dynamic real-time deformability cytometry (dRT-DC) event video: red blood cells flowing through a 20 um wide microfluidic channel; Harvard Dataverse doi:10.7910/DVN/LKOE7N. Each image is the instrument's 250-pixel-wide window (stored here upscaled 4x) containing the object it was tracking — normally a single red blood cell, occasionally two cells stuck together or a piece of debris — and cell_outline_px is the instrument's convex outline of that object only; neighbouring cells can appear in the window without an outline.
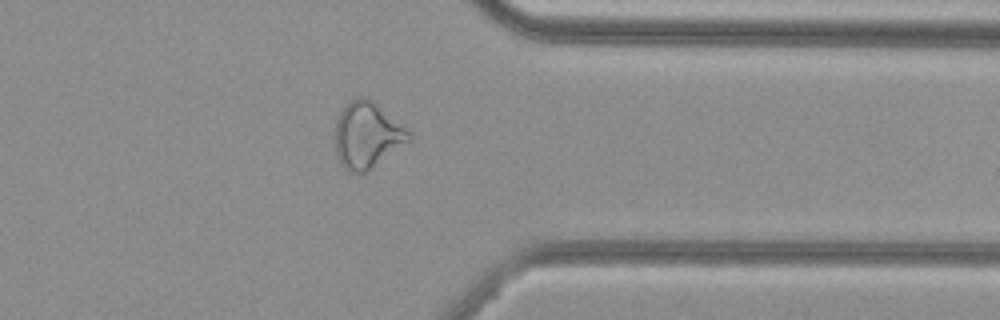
{"species": "common noctule bat (a hibernating species)", "species_latin": "Nyctalus noctula", "temperature_condition": "cold", "stored_images_in_passage": 49, "camera_frame_rate_fps": 3000, "um_per_image_px": 0.085, "animal": {"sex": "female", "body_mass_g": 29.2, "forearm_length_mm": 56.3}, "frame": {"image": 1, "passage_image": 42, "time_ms": 13.667, "image_size_px": [1000, 320], "cell_outline_px": [[412, 140], [364, 172], [356, 176], [348, 172], [340, 164], [336, 156], [336, 120], [340, 112], [352, 100], [360, 96], [372, 100], [412, 132]], "centroid_in_image_um": [31.21, 11.52], "position_along_channel_um": 380.2, "area_um2": 28.32}, "authors_computed_cell_mechanics": {"area_um2": 28.7844, "velocity_mm_per_s": 3.8426, "shape_relaxation_time_tau1_ms": null, "shape_relaxation_time_tau2_ms": 1.9639, "deformation_change_tau1": null, "deformation_change_tau2": 0.0988}}